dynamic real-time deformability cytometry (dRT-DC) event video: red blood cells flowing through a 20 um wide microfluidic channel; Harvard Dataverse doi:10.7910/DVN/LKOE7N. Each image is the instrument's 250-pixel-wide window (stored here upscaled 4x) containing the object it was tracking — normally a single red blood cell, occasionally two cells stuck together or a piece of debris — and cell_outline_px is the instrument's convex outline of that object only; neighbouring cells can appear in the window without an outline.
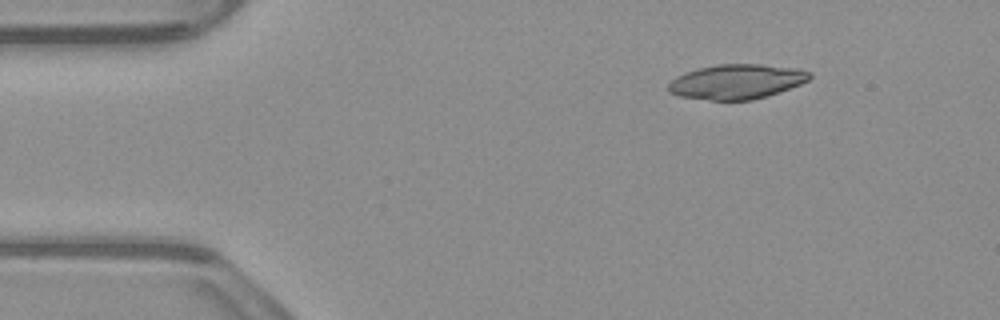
{"species": "common noctule bat (a hibernating species)", "species_latin": "Nyctalus noctula", "temperature_condition": "warm", "stored_images_in_passage": 46, "camera_frame_rate_fps": 3000, "um_per_image_px": 0.085, "animal": {"sex": "male", "body_mass_g": 23.1, "forearm_length_mm": 52.7}, "frame": {"image": 1, "passage_image": 1, "time_ms": 0.0, "image_size_px": [1000, 320], "cell_outline_px": [[812, 76], [808, 80], [800, 84], [752, 100], [712, 100], [680, 96], [668, 92], [668, 84], [676, 76], [696, 68], [716, 64], [764, 64], [796, 68], [812, 72]], "centroid_in_image_um": [62.59, 6.92], "position_along_channel_um": 22.4, "area_um2": 28.5}}